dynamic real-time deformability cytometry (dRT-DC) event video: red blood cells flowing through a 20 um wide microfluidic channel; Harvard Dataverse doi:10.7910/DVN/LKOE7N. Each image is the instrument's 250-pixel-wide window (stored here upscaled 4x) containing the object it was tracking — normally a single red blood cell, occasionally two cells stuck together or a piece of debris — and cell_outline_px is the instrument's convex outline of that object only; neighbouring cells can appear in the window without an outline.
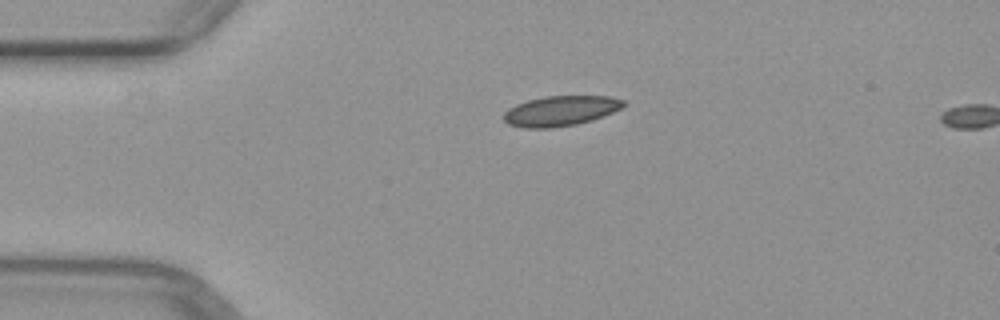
{"species": "common noctule bat (a hibernating species)", "species_latin": "Nyctalus noctula", "temperature_condition": "warm", "stored_images_in_passage": 4, "camera_frame_rate_fps": 3000, "um_per_image_px": 0.085, "animal": {"sex": "female", "body_mass_g": 29.2, "forearm_length_mm": 56.3}, "frame": {"image": 1, "passage_image": 4, "time_ms": 4.333, "image_size_px": [1000, 320], "cell_outline_px": [[628, 104], [604, 116], [592, 120], [576, 124], [552, 128], [524, 128], [508, 124], [504, 120], [504, 112], [508, 108], [516, 104], [528, 100], [544, 96], [612, 96], [624, 100]], "centroid_in_image_um": [47.66, 9.42], "position_along_channel_um": 37.3, "area_um2": 21.15}}